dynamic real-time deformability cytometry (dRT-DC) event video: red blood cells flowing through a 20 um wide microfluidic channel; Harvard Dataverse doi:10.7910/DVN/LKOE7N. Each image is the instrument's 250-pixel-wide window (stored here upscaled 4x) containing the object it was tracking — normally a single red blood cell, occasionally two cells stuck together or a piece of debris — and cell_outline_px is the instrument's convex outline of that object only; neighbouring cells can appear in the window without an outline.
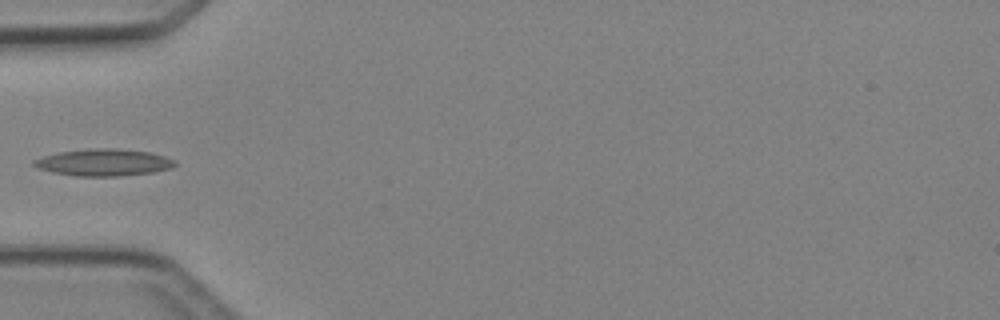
{"species": "Egyptian fruit bat (a non-hibernating species)", "species_latin": "Rousettus aegyptiacus", "temperature_condition": "cold", "stored_images_in_passage": 5, "camera_frame_rate_fps": 3000, "um_per_image_px": 0.085, "animal": {"sex": "female"}, "frame": {"image": 1, "passage_image": 5, "time_ms": 4.333, "image_size_px": [1000, 320], "cell_outline_px": [[176, 164], [172, 168], [152, 172], [120, 176], [76, 176], [52, 172], [36, 168], [32, 164], [32, 160], [44, 156], [60, 152], [92, 148], [116, 148], [148, 152], [164, 156], [176, 160]], "centroid_in_image_um": [8.8, 13.81], "position_along_channel_um": 76.2, "area_um2": 22.14}}